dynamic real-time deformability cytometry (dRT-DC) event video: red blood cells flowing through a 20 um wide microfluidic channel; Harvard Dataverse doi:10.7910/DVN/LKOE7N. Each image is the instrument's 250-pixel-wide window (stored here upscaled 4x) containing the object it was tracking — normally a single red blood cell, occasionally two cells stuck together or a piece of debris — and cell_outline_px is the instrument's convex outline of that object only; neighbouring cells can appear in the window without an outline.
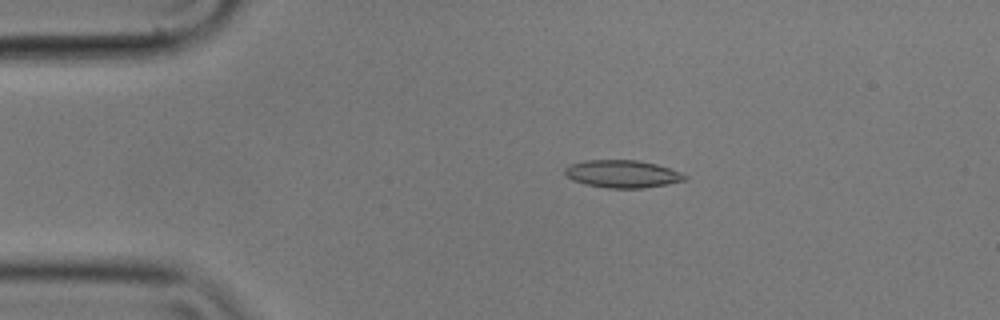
{"species": "common noctule bat (a hibernating species)", "species_latin": "Nyctalus noctula", "temperature_condition": "cold", "stored_images_in_passage": 56, "camera_frame_rate_fps": 3000, "um_per_image_px": 0.085, "animal": {"sex": "male", "body_mass_g": 17.9}, "frame": {"image": 1, "passage_image": 11, "time_ms": 3.333, "image_size_px": [1000, 320], "cell_outline_px": [[688, 176], [684, 180], [668, 184], [644, 188], [608, 188], [584, 184], [572, 180], [564, 172], [564, 168], [568, 164], [584, 160], [636, 160], [656, 164], [680, 172]], "centroid_in_image_um": [52.86, 14.78], "position_along_channel_um": 32.1, "area_um2": 19.31}}
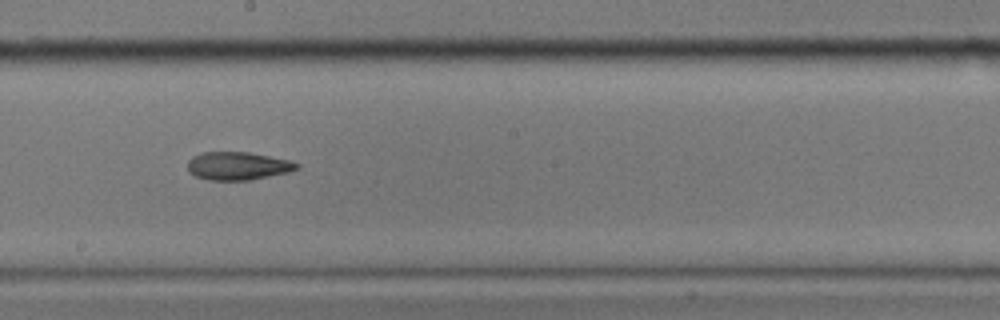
{"frame": {"image": 2, "passage_image": 31, "time_ms": 10.0, "image_size_px": [1000, 320], "cell_outline_px": [[300, 168], [288, 172], [248, 180], [208, 180], [196, 176], [188, 172], [188, 160], [192, 156], [204, 152], [248, 152], [288, 160], [300, 164]], "centroid_in_image_um": [20.19, 14.1], "position_along_channel_um": 228.0, "area_um2": 17.74}}
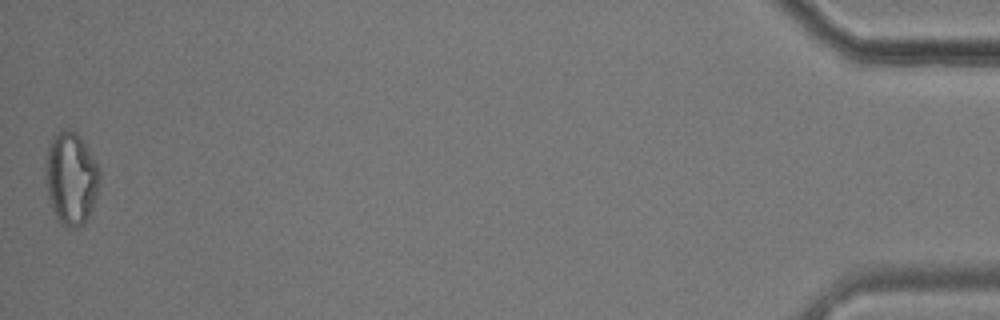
{"frame": {"image": 3, "passage_image": 56, "time_ms": 18.333, "image_size_px": [1000, 320], "cell_outline_px": [[100, 184], [92, 208], [84, 224], [76, 228], [68, 228], [56, 216], [48, 200], [44, 180], [44, 160], [48, 140], [60, 128], [68, 128], [76, 132], [80, 136], [96, 164], [100, 172]], "centroid_in_image_um": [5.98, 15.11], "position_along_channel_um": 429.2, "area_um2": 29.88}, "authors_computed_cell_mechanics": {"area_um2": 18.6116, "velocity_mm_per_s": 3.5461, "shape_relaxation_time_tau1_ms": null, "shape_relaxation_time_tau2_ms": 5.9434, "deformation_change_tau1": null, "deformation_change_tau2": 0.1476}}